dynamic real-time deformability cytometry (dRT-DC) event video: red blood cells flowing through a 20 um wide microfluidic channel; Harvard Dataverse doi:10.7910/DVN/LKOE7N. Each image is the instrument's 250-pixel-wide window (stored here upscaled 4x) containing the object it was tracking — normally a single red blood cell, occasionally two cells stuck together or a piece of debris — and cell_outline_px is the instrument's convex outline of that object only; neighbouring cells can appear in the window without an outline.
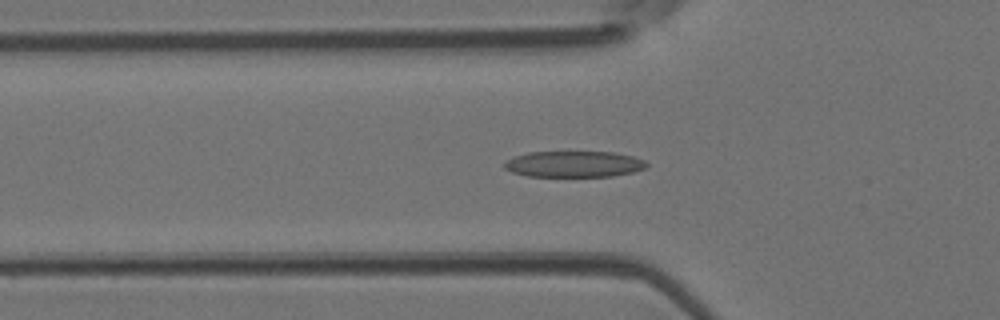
{"species": "Egyptian fruit bat (a non-hibernating species)", "species_latin": "Rousettus aegyptiacus", "temperature_condition": "room temperature", "stored_images_in_passage": 45, "camera_frame_rate_fps": 3000, "um_per_image_px": 0.085, "animal": {"sex": "female"}, "frame": {"image": 1, "passage_image": 15, "time_ms": 4.667, "image_size_px": [1000, 320], "cell_outline_px": [[648, 164], [644, 168], [632, 172], [612, 176], [528, 176], [512, 172], [504, 168], [504, 164], [508, 160], [516, 156], [528, 152], [612, 152], [632, 156], [644, 160]], "centroid_in_image_um": [48.78, 13.95], "position_along_channel_um": 77.0, "area_um2": 21.39}}
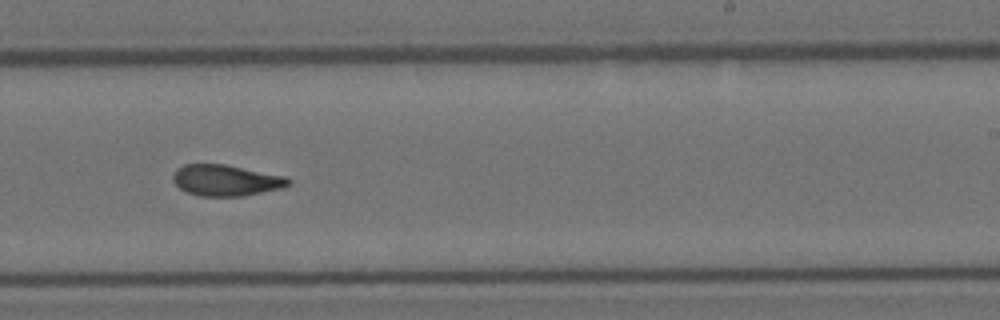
{"frame": {"image": 2, "passage_image": 28, "time_ms": 9.0, "image_size_px": [1000, 320], "cell_outline_px": [[292, 184], [280, 188], [244, 196], [200, 196], [188, 192], [180, 188], [172, 180], [172, 176], [176, 168], [184, 164], [224, 164], [288, 176], [292, 180]], "centroid_in_image_um": [19.23, 15.32], "position_along_channel_um": 269.8, "area_um2": 21.1}}
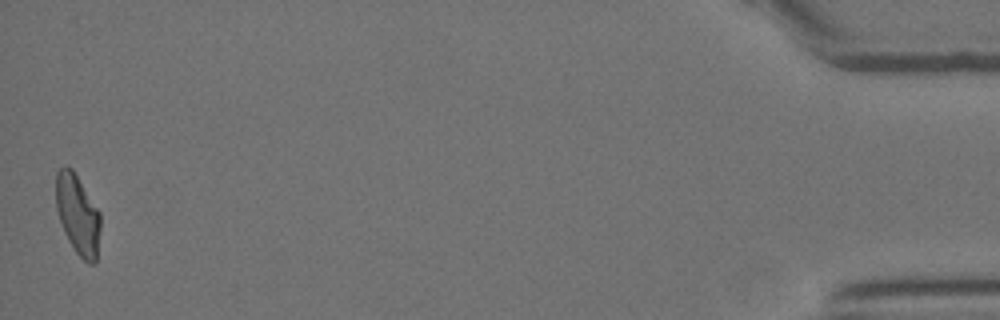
{"frame": {"image": 3, "passage_image": 45, "time_ms": 14.667, "image_size_px": [1000, 320], "cell_outline_px": [[100, 228], [96, 264], [88, 264], [76, 252], [68, 240], [64, 232], [56, 208], [56, 172], [64, 164], [68, 164], [72, 168], [100, 212]], "centroid_in_image_um": [6.6, 18.22], "position_along_channel_um": 428.6, "area_um2": 20.81}}